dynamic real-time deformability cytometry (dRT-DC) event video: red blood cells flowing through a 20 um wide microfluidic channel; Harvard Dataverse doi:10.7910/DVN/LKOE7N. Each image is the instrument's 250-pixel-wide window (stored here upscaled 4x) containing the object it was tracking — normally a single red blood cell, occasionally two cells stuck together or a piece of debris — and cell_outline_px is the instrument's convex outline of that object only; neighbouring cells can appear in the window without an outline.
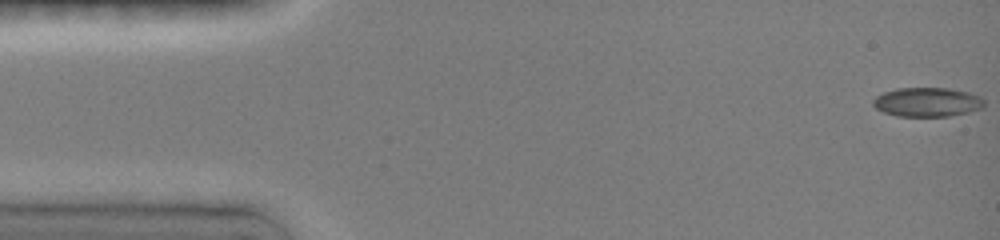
{"species": "common noctule bat (a hibernating species)", "species_latin": "Nyctalus noctula", "temperature_condition": "room temperature", "stored_images_in_passage": 8, "camera_frame_rate_fps": 3000, "um_per_image_px": 0.085, "animal": {"sex": "female", "body_mass_g": 19.0, "forearm_length_mm": 51.5}, "frame": {"image": 1, "passage_image": 1, "time_ms": 0.0, "image_size_px": [1000, 240], "cell_outline_px": [[984, 108], [968, 112], [948, 116], [896, 116], [884, 112], [876, 108], [872, 104], [872, 100], [876, 96], [884, 92], [896, 88], [948, 88], [968, 92], [980, 96], [984, 100]], "centroid_in_image_um": [78.82, 8.67], "position_along_channel_um": 6.2, "area_um2": 18.96}}
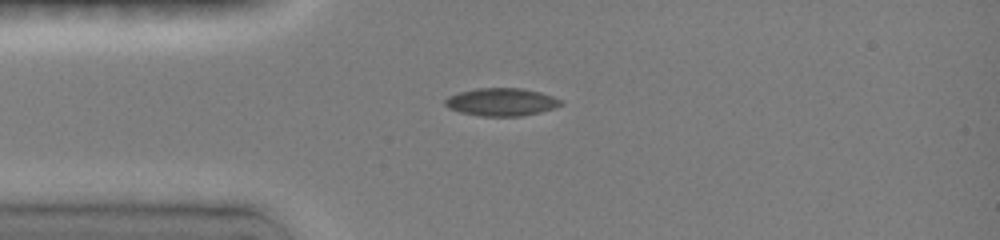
{"frame": {"image": 2, "passage_image": 5, "time_ms": 3.667, "image_size_px": [1000, 240], "cell_outline_px": [[564, 104], [556, 108], [540, 112], [520, 116], [480, 116], [460, 112], [448, 108], [444, 104], [444, 100], [448, 96], [460, 92], [476, 88], [520, 88], [540, 92], [564, 100]], "centroid_in_image_um": [42.64, 8.67], "position_along_channel_um": 42.4, "area_um2": 18.9}}
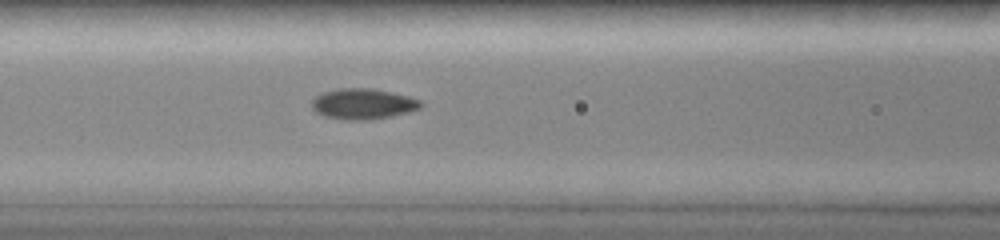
{"frame": {"image": 3, "passage_image": 8, "time_ms": 6.333, "image_size_px": [1000, 240], "cell_outline_px": [[424, 104], [420, 108], [412, 112], [372, 120], [344, 120], [324, 116], [316, 112], [312, 108], [312, 100], [316, 96], [324, 92], [340, 88], [368, 88], [388, 92], [420, 100]], "centroid_in_image_um": [30.85, 8.85], "position_along_channel_um": 135.7, "area_um2": 19.42}}